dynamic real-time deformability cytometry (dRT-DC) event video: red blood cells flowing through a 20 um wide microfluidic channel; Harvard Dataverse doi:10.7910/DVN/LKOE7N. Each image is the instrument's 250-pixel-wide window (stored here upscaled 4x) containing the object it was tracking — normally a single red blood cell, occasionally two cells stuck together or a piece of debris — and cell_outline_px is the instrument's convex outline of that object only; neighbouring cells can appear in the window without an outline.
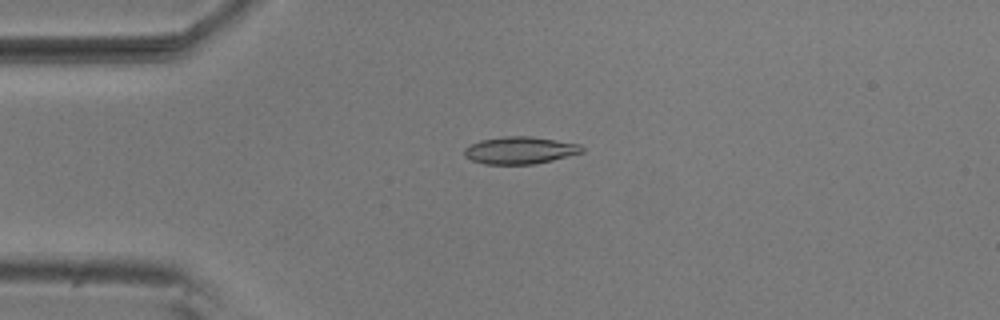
{"species": "common noctule bat (a hibernating species)", "species_latin": "Nyctalus noctula", "temperature_condition": "room temperature", "stored_images_in_passage": 4, "camera_frame_rate_fps": 3000, "um_per_image_px": 0.085, "animal": {"sex": "male", "body_mass_g": 20.5, "forearm_length_mm": 52.5}, "frame": {"image": 1, "passage_image": 3, "time_ms": 0.667, "image_size_px": [1000, 320], "cell_outline_px": [[584, 152], [552, 160], [532, 164], [484, 164], [472, 160], [464, 156], [464, 148], [480, 140], [504, 136], [532, 136], [580, 144], [584, 148]], "centroid_in_image_um": [44.2, 12.77], "position_along_channel_um": 40.8, "area_um2": 18.67}}